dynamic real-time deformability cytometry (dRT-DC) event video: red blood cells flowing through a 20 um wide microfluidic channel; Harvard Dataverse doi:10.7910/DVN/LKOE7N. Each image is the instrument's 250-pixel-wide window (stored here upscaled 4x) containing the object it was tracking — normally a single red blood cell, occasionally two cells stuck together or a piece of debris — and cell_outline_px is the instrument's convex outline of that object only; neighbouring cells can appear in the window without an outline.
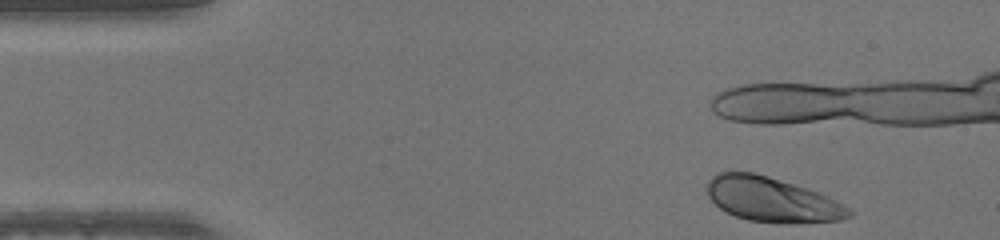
{"species": "human", "species_latin": "Homo sapiens", "temperature_condition": "warm", "stored_images_in_passage": 7, "camera_frame_rate_fps": 3000, "um_per_image_px": 0.085, "donor": {"sex": "male"}, "frame": {"image": 1, "passage_image": 1, "time_ms": 0.0, "image_size_px": [1000, 240], "cell_outline_px": [[852, 216], [840, 220], [788, 224], [780, 224], [748, 220], [736, 216], [720, 208], [708, 196], [708, 180], [716, 172], [752, 172], [768, 176], [808, 188], [828, 196], [848, 208], [852, 212]], "centroid_in_image_um": [65.62, 16.97], "position_along_channel_um": 19.4, "area_um2": 36.88}}